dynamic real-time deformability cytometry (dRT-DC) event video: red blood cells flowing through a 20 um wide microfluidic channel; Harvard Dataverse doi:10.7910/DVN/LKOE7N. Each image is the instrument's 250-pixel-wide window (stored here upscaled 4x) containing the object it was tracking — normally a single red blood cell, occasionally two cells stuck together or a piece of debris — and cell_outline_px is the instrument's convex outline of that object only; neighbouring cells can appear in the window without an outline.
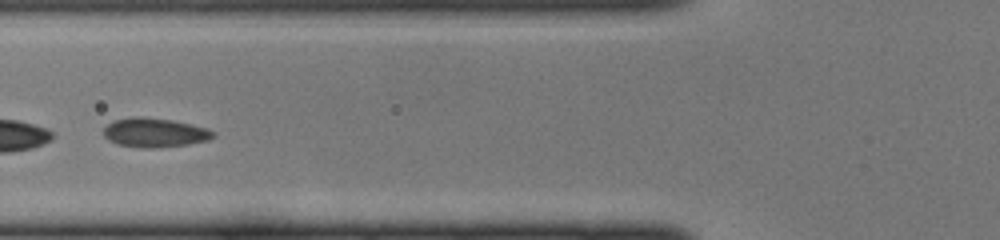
{"species": "common noctule bat (a hibernating species)", "species_latin": "Nyctalus noctula", "temperature_condition": "cold", "stored_images_in_passage": 27, "camera_frame_rate_fps": 3000, "um_per_image_px": 0.085, "animal": {"sex": "female", "body_mass_g": 22.0, "forearm_length_mm": 56.7}, "frame": {"image": 1, "passage_image": 5, "time_ms": 1.333, "image_size_px": [1000, 240], "cell_outline_px": [[216, 136], [208, 140], [188, 144], [160, 148], [140, 148], [116, 144], [108, 140], [104, 136], [104, 128], [112, 120], [132, 116], [140, 116], [172, 120], [204, 128], [216, 132]], "centroid_in_image_um": [13.11, 11.28], "position_along_channel_um": 112.7, "area_um2": 18.79}}
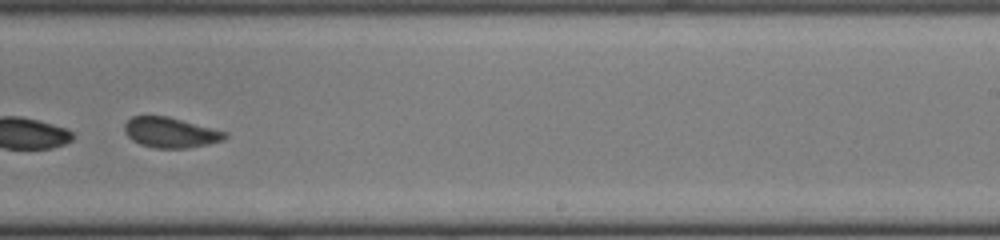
{"frame": {"image": 2, "passage_image": 16, "time_ms": 5.0, "image_size_px": [1000, 240], "cell_outline_px": [[228, 136], [224, 140], [208, 144], [188, 148], [156, 148], [140, 144], [132, 140], [124, 132], [124, 124], [132, 116], [168, 116], [228, 132]], "centroid_in_image_um": [14.51, 11.26], "position_along_channel_um": 274.5, "area_um2": 17.8}}